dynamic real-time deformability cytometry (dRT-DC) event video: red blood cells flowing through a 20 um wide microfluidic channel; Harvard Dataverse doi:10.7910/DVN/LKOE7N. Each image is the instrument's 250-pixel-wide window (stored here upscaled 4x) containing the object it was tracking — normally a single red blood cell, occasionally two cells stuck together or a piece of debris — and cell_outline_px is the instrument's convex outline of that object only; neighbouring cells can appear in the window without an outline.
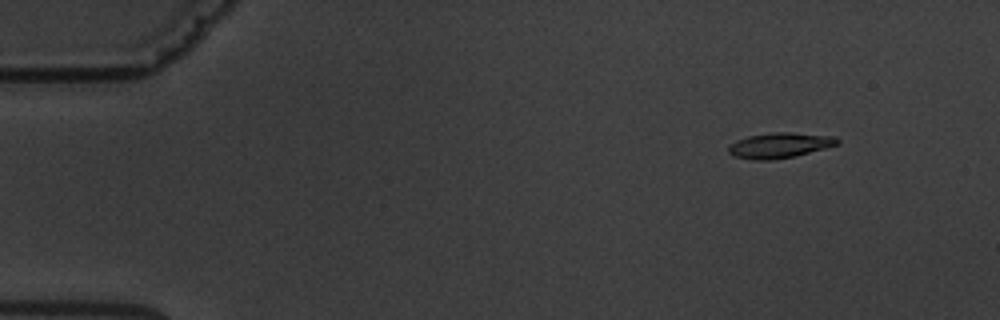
{"species": "common noctule bat (a hibernating species)", "species_latin": "Nyctalus noctula", "temperature_condition": "warm", "stored_images_in_passage": 5, "camera_frame_rate_fps": 3000, "um_per_image_px": 0.085, "animal": {"sex": "male", "body_mass_g": 19.5, "forearm_length_mm": 54.6}, "frame": {"image": 1, "passage_image": 2, "time_ms": 1.333, "image_size_px": [1000, 320], "cell_outline_px": [[840, 144], [792, 156], [772, 160], [752, 160], [736, 156], [728, 152], [728, 148], [736, 140], [748, 136], [772, 132], [792, 132], [836, 136], [840, 140]], "centroid_in_image_um": [66.29, 12.33], "position_along_channel_um": 18.7, "area_um2": 15.95}}
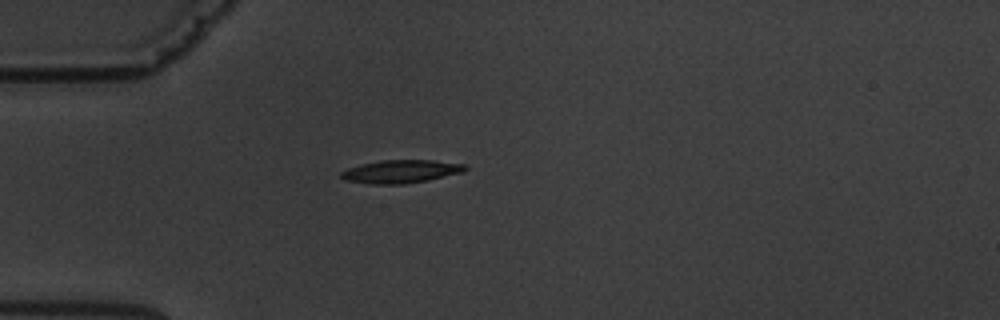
{"frame": {"image": 2, "passage_image": 5, "time_ms": 4.667, "image_size_px": [1000, 320], "cell_outline_px": [[468, 168], [464, 172], [428, 180], [404, 184], [372, 184], [344, 180], [340, 176], [340, 172], [348, 168], [380, 160], [432, 160], [464, 164]], "centroid_in_image_um": [34.09, 14.58], "position_along_channel_um": 50.9, "area_um2": 16.65}}